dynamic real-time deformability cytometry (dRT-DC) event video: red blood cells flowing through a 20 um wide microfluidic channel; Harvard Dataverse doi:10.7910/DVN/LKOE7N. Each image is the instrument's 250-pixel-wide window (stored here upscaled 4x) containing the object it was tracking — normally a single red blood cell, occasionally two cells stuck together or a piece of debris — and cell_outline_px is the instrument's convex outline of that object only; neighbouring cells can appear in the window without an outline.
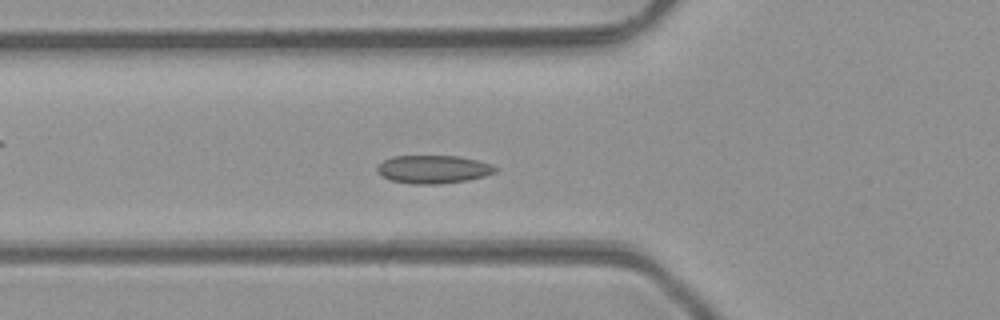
{"species": "common noctule bat (a hibernating species)", "species_latin": "Nyctalus noctula", "temperature_condition": "room temperature", "stored_images_in_passage": 48, "camera_frame_rate_fps": 3000, "um_per_image_px": 0.085, "animal": {"sex": "male", "body_mass_g": 23.1, "forearm_length_mm": 52.7}, "frame": {"image": 1, "passage_image": 17, "time_ms": 5.333, "image_size_px": [1000, 320], "cell_outline_px": [[496, 172], [484, 176], [468, 180], [440, 184], [412, 184], [388, 180], [380, 176], [376, 172], [376, 168], [384, 160], [392, 156], [460, 156], [480, 160], [492, 164], [496, 168]], "centroid_in_image_um": [36.81, 14.39], "position_along_channel_um": 89.0, "area_um2": 19.65}}
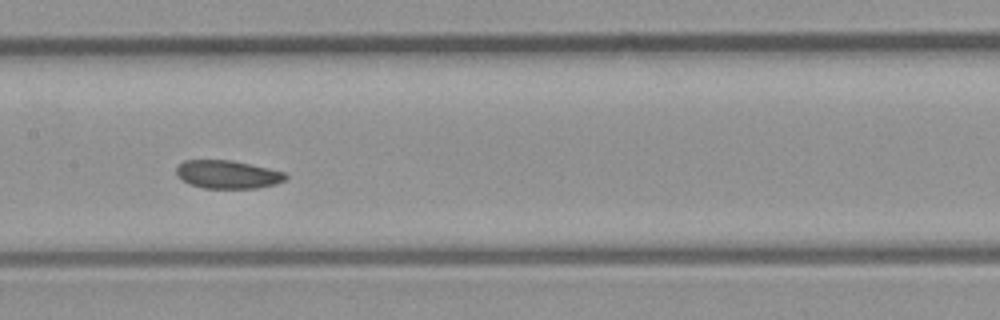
{"frame": {"image": 2, "passage_image": 24, "time_ms": 7.667, "image_size_px": [1000, 320], "cell_outline_px": [[288, 176], [284, 180], [276, 184], [256, 188], [204, 188], [192, 184], [176, 176], [176, 168], [184, 160], [232, 160], [268, 168], [284, 172]], "centroid_in_image_um": [19.35, 14.82], "position_along_channel_um": 188.0, "area_um2": 17.8}}
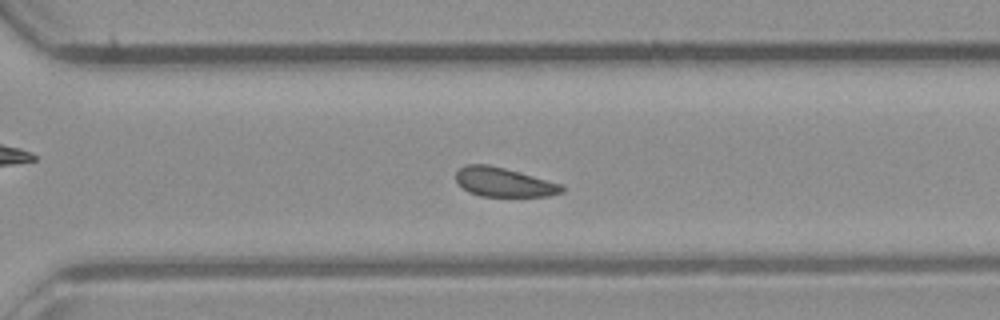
{"frame": {"image": 3, "passage_image": 34, "time_ms": 11.0, "image_size_px": [1000, 320], "cell_outline_px": [[564, 192], [548, 196], [480, 196], [468, 192], [456, 180], [456, 172], [464, 164], [488, 164], [504, 168], [560, 184], [564, 188]], "centroid_in_image_um": [42.79, 15.49], "position_along_channel_um": 327.8, "area_um2": 17.74}, "authors_computed_cell_mechanics": {"area_um2": 18.9584, "velocity_mm_per_s": 4.2071, "shape_relaxation_time_tau1_ms": 9.0847, "shape_relaxation_time_tau2_ms": null, "deformation_change_tau1": 0.0769, "deformation_change_tau2": null}}